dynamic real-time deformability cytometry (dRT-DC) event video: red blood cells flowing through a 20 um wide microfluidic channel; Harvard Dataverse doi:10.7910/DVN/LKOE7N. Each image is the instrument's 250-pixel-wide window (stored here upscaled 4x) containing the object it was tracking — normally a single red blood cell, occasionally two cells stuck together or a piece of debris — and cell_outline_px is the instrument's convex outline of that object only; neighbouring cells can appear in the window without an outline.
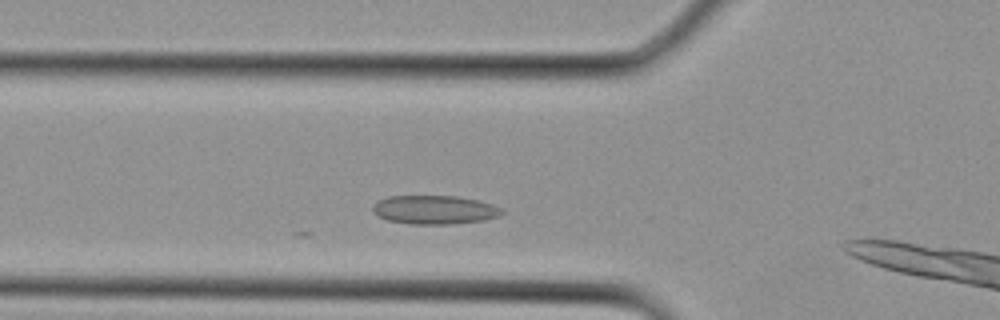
{"species": "Egyptian fruit bat (a non-hibernating species)", "species_latin": "Rousettus aegyptiacus", "temperature_condition": "cold", "stored_images_in_passage": 9, "camera_frame_rate_fps": 3000, "um_per_image_px": 0.085, "animal": {"sex": "female"}, "frame": {"image": 1, "passage_image": 4, "time_ms": 1.0, "image_size_px": [1000, 320], "cell_outline_px": [[504, 212], [500, 216], [484, 220], [452, 224], [412, 224], [388, 220], [376, 216], [372, 212], [372, 204], [388, 196], [456, 196], [480, 200], [504, 208]], "centroid_in_image_um": [36.95, 17.83], "position_along_channel_um": 88.8, "area_um2": 21.91}}
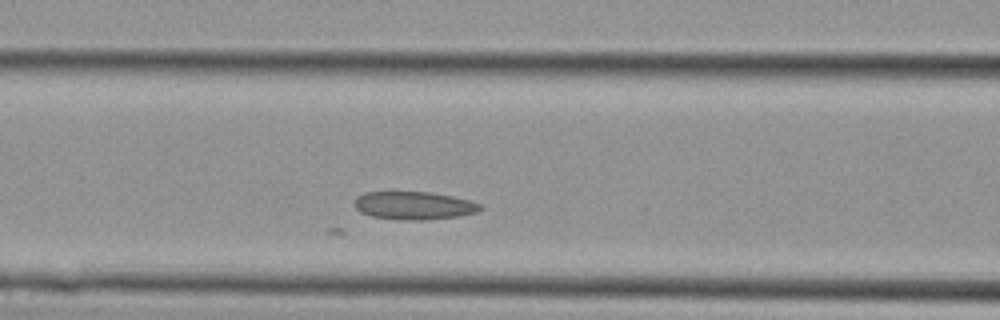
{"frame": {"image": 2, "passage_image": 6, "time_ms": 1.667, "image_size_px": [1000, 320], "cell_outline_px": [[484, 208], [476, 212], [460, 216], [424, 220], [404, 220], [372, 216], [360, 212], [352, 204], [356, 196], [364, 192], [432, 192], [452, 196], [468, 200], [480, 204]], "centroid_in_image_um": [35.16, 17.47], "position_along_channel_um": 131.4, "area_um2": 20.63}}
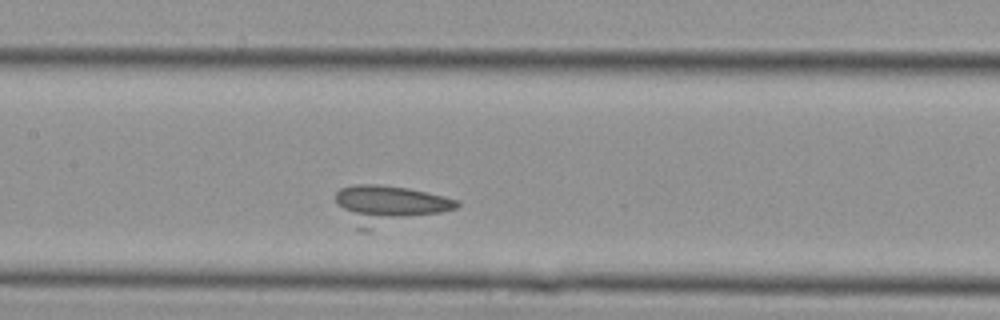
{"frame": {"image": 3, "passage_image": 8, "time_ms": 2.333, "image_size_px": [1000, 320], "cell_outline_px": [[460, 204], [456, 208], [368, 232], [360, 232], [356, 228], [336, 204], [336, 192], [340, 188], [352, 184], [376, 184], [408, 188], [444, 196], [460, 200]], "centroid_in_image_um": [33.01, 17.44], "position_along_channel_um": 174.4, "area_um2": 27.74}}